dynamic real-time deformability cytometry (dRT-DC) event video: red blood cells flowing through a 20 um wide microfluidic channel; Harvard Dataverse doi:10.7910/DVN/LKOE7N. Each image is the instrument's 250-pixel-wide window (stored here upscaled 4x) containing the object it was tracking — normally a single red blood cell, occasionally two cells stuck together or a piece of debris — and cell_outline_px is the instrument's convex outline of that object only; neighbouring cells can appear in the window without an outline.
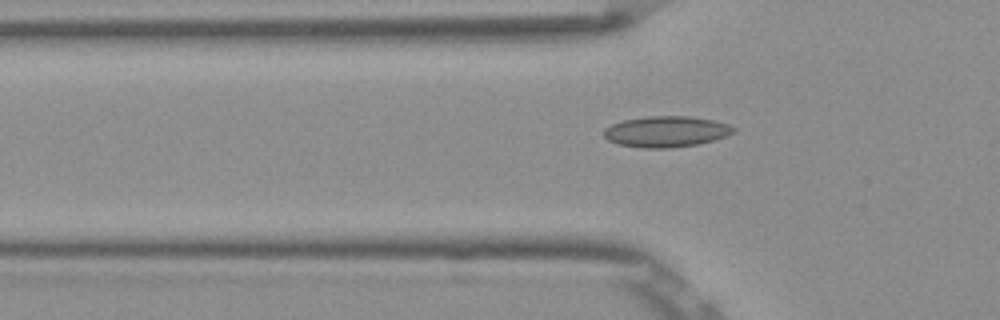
{"species": "Egyptian fruit bat (a non-hibernating species)", "species_latin": "Rousettus aegyptiacus", "temperature_condition": "room temperature", "stored_images_in_passage": 42, "camera_frame_rate_fps": 3000, "um_per_image_px": 0.085, "frame": {"image": 1, "passage_image": 9, "time_ms": 2.667, "image_size_px": [1000, 320], "cell_outline_px": [[736, 132], [712, 140], [696, 144], [668, 148], [644, 148], [616, 144], [608, 140], [604, 136], [604, 128], [612, 124], [624, 120], [648, 116], [688, 116], [712, 120], [728, 124], [736, 128]], "centroid_in_image_um": [56.6, 11.18], "position_along_channel_um": 69.2, "area_um2": 23.24}}
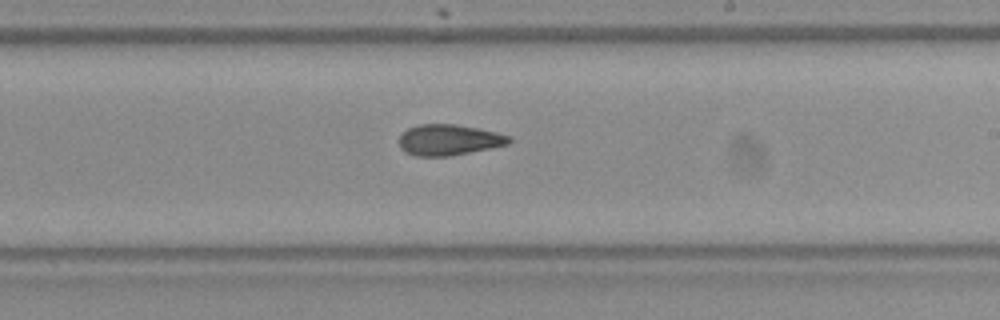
{"frame": {"image": 2, "passage_image": 23, "time_ms": 7.333, "image_size_px": [1000, 320], "cell_outline_px": [[512, 140], [508, 144], [492, 148], [448, 156], [416, 156], [404, 152], [400, 148], [400, 136], [408, 128], [420, 124], [456, 124], [496, 132], [512, 136]], "centroid_in_image_um": [38.17, 11.89], "position_along_channel_um": 250.8, "area_um2": 19.77}}
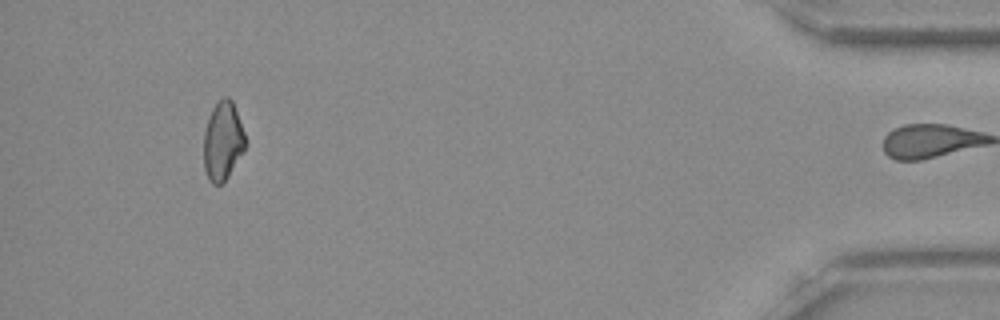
{"frame": {"image": 3, "passage_image": 41, "time_ms": 13.333, "image_size_px": [1000, 320], "cell_outline_px": [[244, 152], [228, 176], [220, 184], [212, 184], [208, 180], [204, 168], [204, 132], [208, 116], [212, 108], [224, 96], [228, 96], [232, 100], [244, 132]], "centroid_in_image_um": [18.92, 11.99], "position_along_channel_um": 416.3, "area_um2": 18.96}, "authors_computed_cell_mechanics": {"area_um2": 20.2878, "velocity_mm_per_s": 3.8684, "shape_relaxation_time_tau1_ms": null, "shape_relaxation_time_tau2_ms": 3.463, "deformation_change_tau1": null, "deformation_change_tau2": 0.0815}}